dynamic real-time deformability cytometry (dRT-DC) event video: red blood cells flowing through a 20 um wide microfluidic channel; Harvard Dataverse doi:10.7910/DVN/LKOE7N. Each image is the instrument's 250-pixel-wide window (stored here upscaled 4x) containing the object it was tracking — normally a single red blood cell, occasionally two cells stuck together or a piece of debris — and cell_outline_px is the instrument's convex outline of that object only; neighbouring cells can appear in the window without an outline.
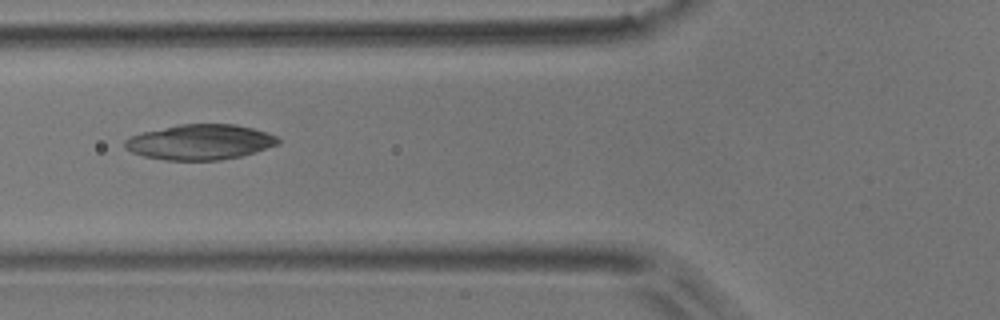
{"species": "common noctule bat (a hibernating species)", "species_latin": "Nyctalus noctula", "temperature_condition": "room temperature", "stored_images_in_passage": 4, "camera_frame_rate_fps": 3000, "um_per_image_px": 0.085, "animal": {"sex": "male", "body_mass_g": 17.9}, "frame": {"image": 1, "passage_image": 3, "time_ms": 2.333, "image_size_px": [1000, 320], "cell_outline_px": [[280, 144], [240, 156], [220, 160], [164, 160], [144, 156], [132, 152], [124, 148], [124, 140], [132, 136], [144, 132], [180, 124], [236, 124], [252, 128], [276, 136], [280, 140]], "centroid_in_image_um": [17.0, 12.08], "position_along_channel_um": 108.8, "area_um2": 31.27}}
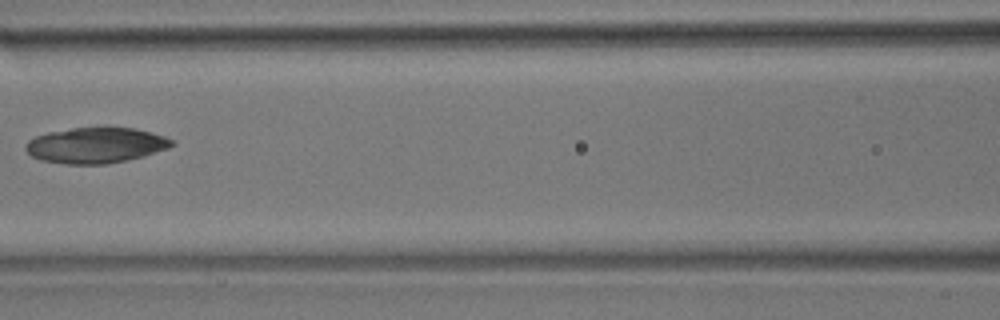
{"frame": {"image": 2, "passage_image": 4, "time_ms": 3.667, "image_size_px": [1000, 320], "cell_outline_px": [[176, 144], [168, 148], [144, 156], [104, 164], [64, 164], [40, 160], [32, 156], [24, 148], [24, 144], [28, 140], [36, 136], [48, 132], [72, 128], [136, 128], [152, 132], [164, 136], [172, 140]], "centroid_in_image_um": [8.12, 12.35], "position_along_channel_um": 158.5, "area_um2": 30.29}}